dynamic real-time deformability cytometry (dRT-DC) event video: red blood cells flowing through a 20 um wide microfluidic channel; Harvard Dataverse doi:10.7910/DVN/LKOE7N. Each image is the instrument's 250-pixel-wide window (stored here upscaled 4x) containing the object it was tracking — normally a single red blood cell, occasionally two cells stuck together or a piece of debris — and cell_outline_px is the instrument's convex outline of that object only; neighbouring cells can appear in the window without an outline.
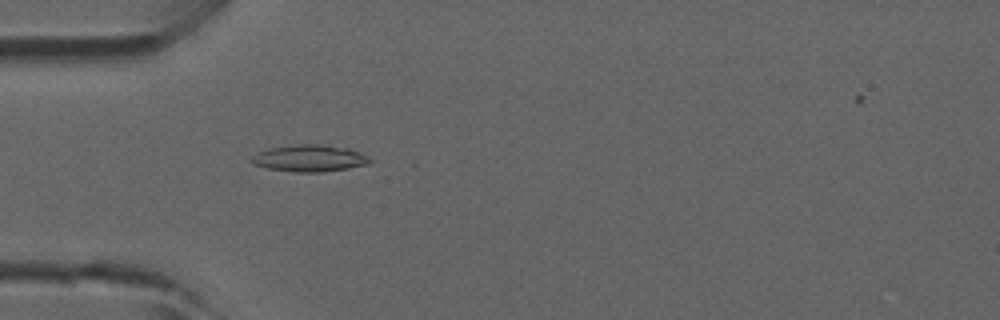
{"species": "common noctule bat (a hibernating species)", "species_latin": "Nyctalus noctula", "temperature_condition": "room temperature", "stored_images_in_passage": 35, "camera_frame_rate_fps": 3000, "um_per_image_px": 0.085, "animal": {"sex": "male", "forearm_length_mm": 52.5}, "frame": {"image": 1, "passage_image": 2, "time_ms": 0.333, "image_size_px": [1000, 320], "cell_outline_px": [[372, 160], [368, 164], [348, 168], [324, 172], [296, 172], [268, 168], [252, 164], [248, 160], [256, 152], [268, 148], [300, 144], [320, 144], [348, 148], [368, 156]], "centroid_in_image_um": [26.27, 13.45], "position_along_channel_um": 58.7, "area_um2": 18.55}}
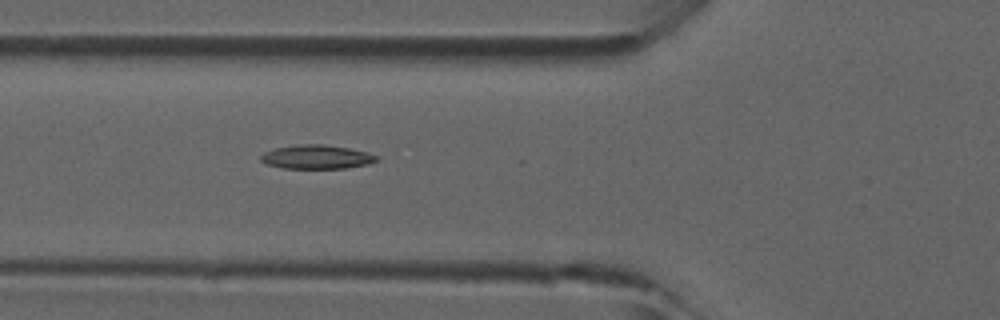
{"frame": {"image": 2, "passage_image": 5, "time_ms": 1.333, "image_size_px": [1000, 320], "cell_outline_px": [[380, 160], [368, 164], [344, 168], [284, 168], [268, 164], [260, 160], [260, 156], [264, 152], [276, 148], [296, 144], [324, 144], [348, 148], [364, 152], [376, 156]], "centroid_in_image_um": [26.89, 13.33], "position_along_channel_um": 98.9, "area_um2": 15.95}}
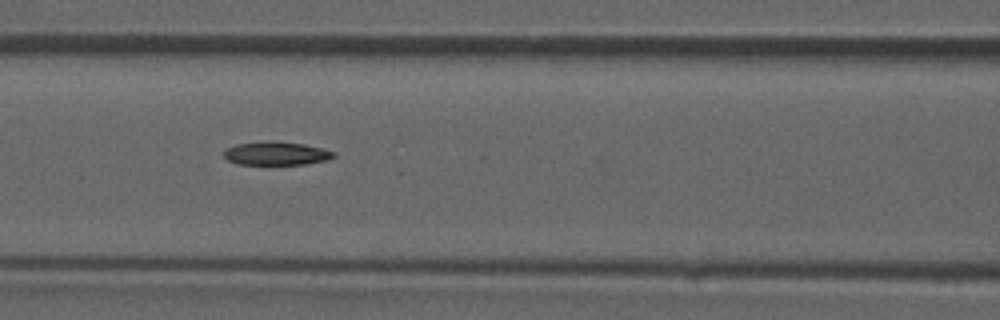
{"frame": {"image": 3, "passage_image": 8, "time_ms": 2.333, "image_size_px": [1000, 320], "cell_outline_px": [[336, 156], [324, 160], [304, 164], [236, 164], [228, 160], [224, 156], [224, 152], [228, 148], [236, 144], [260, 140], [276, 140], [304, 144], [336, 152]], "centroid_in_image_um": [23.45, 13.01], "position_along_channel_um": 143.1, "area_um2": 15.09}}